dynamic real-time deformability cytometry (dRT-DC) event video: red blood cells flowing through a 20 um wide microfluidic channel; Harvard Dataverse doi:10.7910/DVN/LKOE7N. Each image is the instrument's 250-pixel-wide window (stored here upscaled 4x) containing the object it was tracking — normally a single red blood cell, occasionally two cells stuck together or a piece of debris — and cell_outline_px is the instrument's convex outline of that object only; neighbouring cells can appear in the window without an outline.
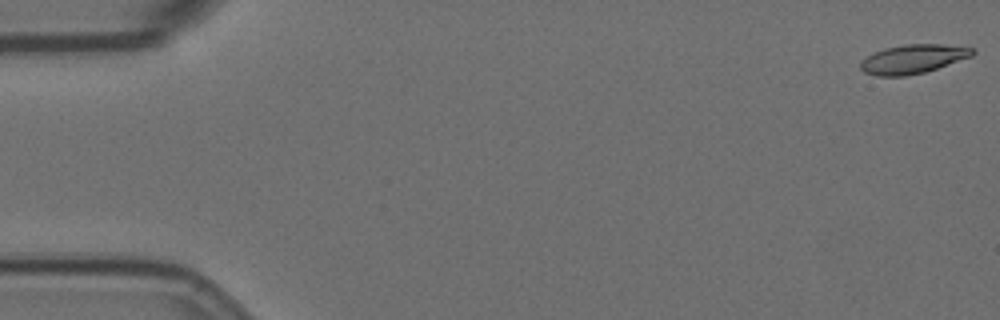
{"species": "Egyptian fruit bat (a non-hibernating species)", "species_latin": "Rousettus aegyptiacus", "temperature_condition": "room temperature", "stored_images_in_passage": 5, "camera_frame_rate_fps": 3000, "um_per_image_px": 0.085, "animal": {"sex": "female"}, "frame": {"image": 1, "passage_image": 1, "time_ms": 0.0, "image_size_px": [1000, 320], "cell_outline_px": [[976, 52], [972, 56], [924, 72], [904, 76], [876, 76], [864, 72], [860, 68], [860, 64], [868, 56], [884, 48], [908, 44], [940, 44], [976, 48]], "centroid_in_image_um": [77.63, 5.01], "position_along_channel_um": 7.4, "area_um2": 18.67}}
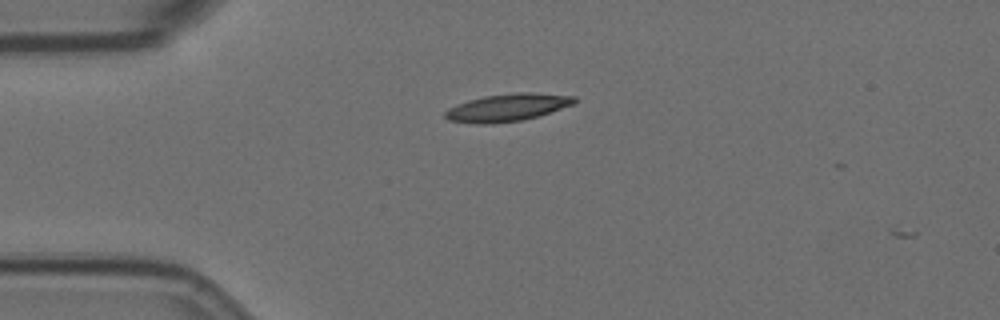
{"frame": {"image": 2, "passage_image": 4, "time_ms": 4.333, "image_size_px": [1000, 320], "cell_outline_px": [[576, 100], [572, 104], [536, 116], [520, 120], [492, 124], [476, 124], [448, 120], [444, 116], [444, 112], [448, 108], [456, 104], [468, 100], [484, 96], [516, 92], [532, 92], [576, 96]], "centroid_in_image_um": [43.06, 9.13], "position_along_channel_um": 41.9, "area_um2": 20.58}}